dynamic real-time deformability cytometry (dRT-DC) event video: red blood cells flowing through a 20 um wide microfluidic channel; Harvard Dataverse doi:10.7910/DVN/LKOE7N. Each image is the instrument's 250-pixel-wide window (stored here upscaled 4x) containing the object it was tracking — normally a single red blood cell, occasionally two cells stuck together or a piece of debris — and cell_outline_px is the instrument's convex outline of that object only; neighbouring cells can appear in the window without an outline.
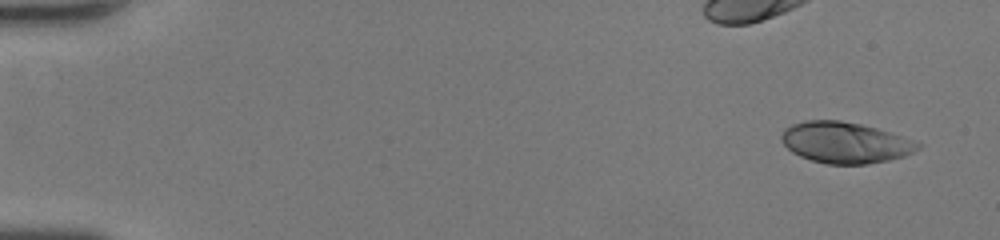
{"species": "human", "species_latin": "Homo sapiens", "temperature_condition": "room temperature", "stored_images_in_passage": 41, "camera_frame_rate_fps": 3000, "um_per_image_px": 0.085, "donor": {"sex": "female"}, "frame": {"image": 1, "passage_image": 1, "time_ms": 0.0, "image_size_px": [1000, 240], "cell_outline_px": [[924, 144], [920, 148], [904, 156], [888, 160], [864, 164], [828, 164], [812, 160], [800, 156], [792, 152], [780, 140], [780, 136], [784, 128], [792, 124], [804, 120], [840, 120], [860, 124], [876, 128]], "centroid_in_image_um": [71.8, 12.11], "position_along_channel_um": 13.2, "area_um2": 32.54}}
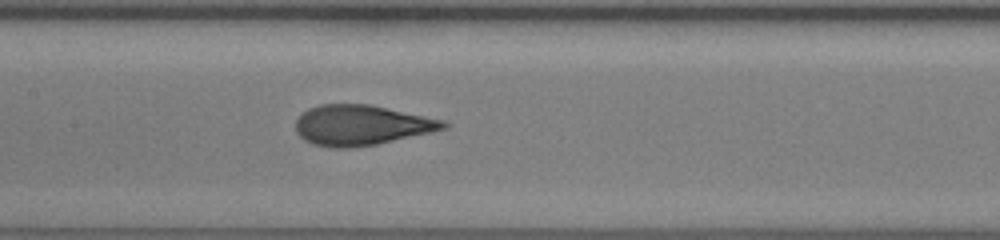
{"frame": {"image": 2, "passage_image": 25, "time_ms": 8.0, "image_size_px": [1000, 240], "cell_outline_px": [[448, 128], [432, 132], [376, 144], [352, 148], [332, 148], [312, 144], [304, 140], [296, 132], [296, 120], [308, 108], [320, 104], [368, 104], [448, 120]], "centroid_in_image_um": [30.74, 10.64], "position_along_channel_um": 176.7, "area_um2": 34.85}}
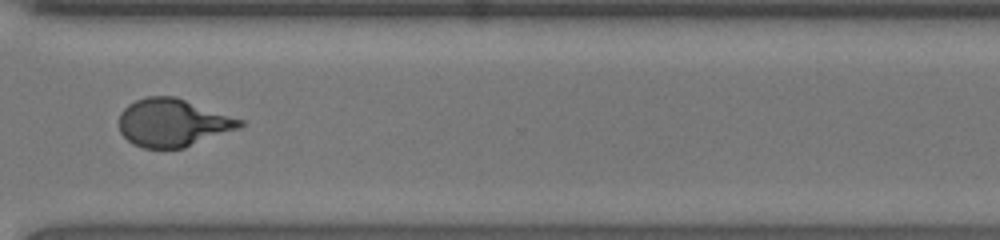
{"frame": {"image": 3, "passage_image": 38, "time_ms": 12.333, "image_size_px": [1000, 240], "cell_outline_px": [[244, 124], [240, 128], [184, 148], [144, 148], [132, 144], [120, 132], [120, 112], [128, 104], [136, 100], [148, 96], [176, 96], [244, 120]], "centroid_in_image_um": [14.7, 10.43], "position_along_channel_um": 355.9, "area_um2": 33.76}, "authors_computed_cell_mechanics": {"area_um2": 33.6974, "velocity_mm_per_s": 4.0081, "shape_relaxation_time_tau1_ms": 9.3117, "shape_relaxation_time_tau2_ms": 0.6275, "deformation_change_tau1": 0.343, "deformation_change_tau2": 0.0644}}